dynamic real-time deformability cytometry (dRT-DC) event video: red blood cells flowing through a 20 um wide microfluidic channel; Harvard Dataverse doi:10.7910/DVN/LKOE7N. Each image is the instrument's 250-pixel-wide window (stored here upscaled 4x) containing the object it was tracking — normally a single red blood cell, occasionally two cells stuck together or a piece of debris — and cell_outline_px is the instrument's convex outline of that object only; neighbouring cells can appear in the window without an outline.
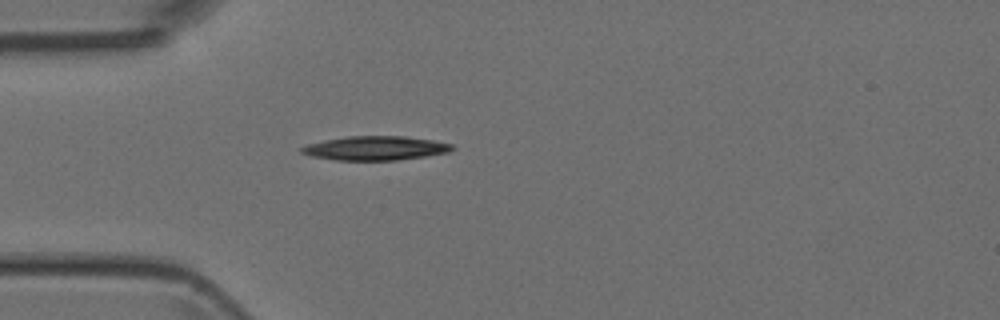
{"species": "Egyptian fruit bat (a non-hibernating species)", "species_latin": "Rousettus aegyptiacus", "temperature_condition": "room temperature", "stored_images_in_passage": 2, "camera_frame_rate_fps": 3000, "um_per_image_px": 0.085, "animal": {"sex": "female"}, "frame": {"image": 1, "passage_image": 2, "time_ms": 1.0, "image_size_px": [1000, 320], "cell_outline_px": [[456, 148], [448, 152], [424, 156], [396, 160], [336, 160], [312, 156], [300, 152], [300, 148], [308, 144], [324, 140], [348, 136], [404, 136], [432, 140], [452, 144]], "centroid_in_image_um": [31.9, 12.59], "position_along_channel_um": 53.1, "area_um2": 20.98}}